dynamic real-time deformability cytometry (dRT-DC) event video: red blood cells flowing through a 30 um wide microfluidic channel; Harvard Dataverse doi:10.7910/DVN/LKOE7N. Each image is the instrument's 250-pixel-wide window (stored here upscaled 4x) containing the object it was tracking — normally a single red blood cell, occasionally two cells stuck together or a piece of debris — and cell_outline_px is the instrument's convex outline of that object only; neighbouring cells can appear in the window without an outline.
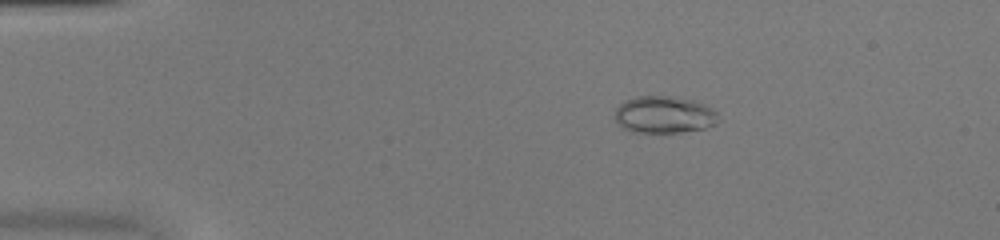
{"species": "common noctule bat (a hibernating species)", "species_latin": "Nyctalus noctula", "temperature_condition": "warm", "stored_images_in_passage": 51, "camera_frame_rate_fps": 3000, "um_per_image_px": 0.085, "animal": {"sex": "female", "body_mass_g": 20.0, "forearm_length_mm": 54.0}, "frame": {"image": 1, "passage_image": 9, "time_ms": 2.667, "image_size_px": [1000, 240], "cell_outline_px": [[720, 120], [716, 124], [704, 128], [680, 132], [632, 132], [624, 128], [616, 120], [616, 108], [624, 100], [636, 96], [672, 96], [696, 100], [704, 104], [716, 112]], "centroid_in_image_um": [56.47, 9.73], "position_along_channel_um": 28.5, "area_um2": 22.37}}
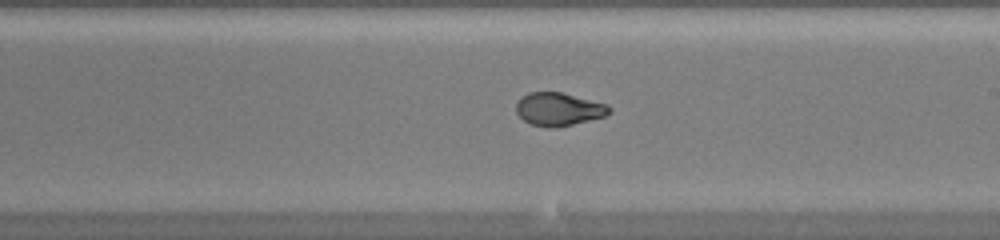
{"frame": {"image": 2, "passage_image": 30, "time_ms": 9.667, "image_size_px": [1000, 240], "cell_outline_px": [[612, 112], [604, 116], [556, 128], [552, 128], [532, 124], [524, 120], [516, 112], [516, 104], [528, 92], [560, 92], [608, 104], [612, 108]], "centroid_in_image_um": [47.51, 9.28], "position_along_channel_um": 241.5, "area_um2": 17.74}}
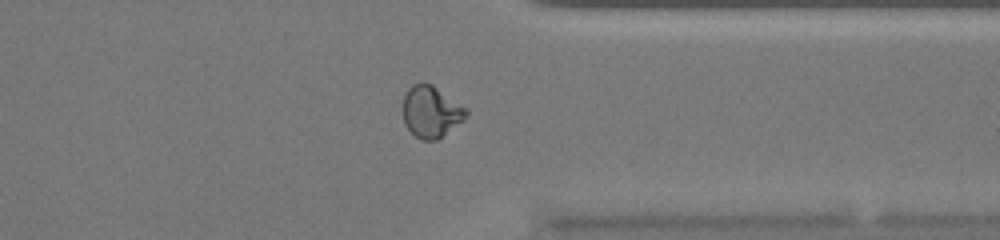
{"frame": {"image": 3, "passage_image": 40, "time_ms": 13.0, "image_size_px": [1000, 240], "cell_outline_px": [[468, 116], [464, 120], [436, 140], [424, 140], [416, 136], [404, 124], [404, 96], [408, 88], [412, 84], [424, 80], [432, 84], [468, 108]], "centroid_in_image_um": [36.66, 9.45], "position_along_channel_um": 374.7, "area_um2": 19.13}}